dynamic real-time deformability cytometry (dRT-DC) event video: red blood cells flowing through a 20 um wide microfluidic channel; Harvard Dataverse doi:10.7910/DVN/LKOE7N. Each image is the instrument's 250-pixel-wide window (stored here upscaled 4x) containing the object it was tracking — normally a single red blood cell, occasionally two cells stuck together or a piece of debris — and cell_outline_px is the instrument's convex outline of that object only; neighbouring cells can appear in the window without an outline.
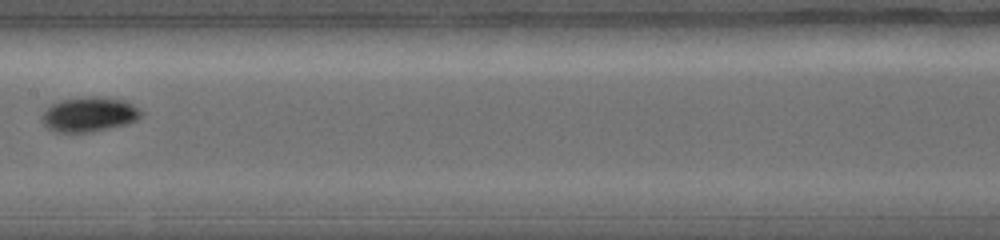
{"species": "common noctule bat (a hibernating species)", "species_latin": "Nyctalus noctula", "temperature_condition": "warm", "stored_images_in_passage": 15, "camera_frame_rate_fps": 5000, "um_per_image_px": 0.085, "animal": {"sex": "female", "body_mass_g": 19.0, "forearm_length_mm": 56.7}, "frame": {"image": 1, "passage_image": 7, "time_ms": 2.6, "image_size_px": [1000, 240], "cell_outline_px": [[144, 112], [136, 120], [124, 124], [88, 132], [56, 132], [48, 128], [44, 124], [44, 112], [52, 104], [60, 100], [88, 96], [104, 96], [124, 100], [132, 104]], "centroid_in_image_um": [7.61, 9.7], "position_along_channel_um": 199.8, "area_um2": 19.77}}
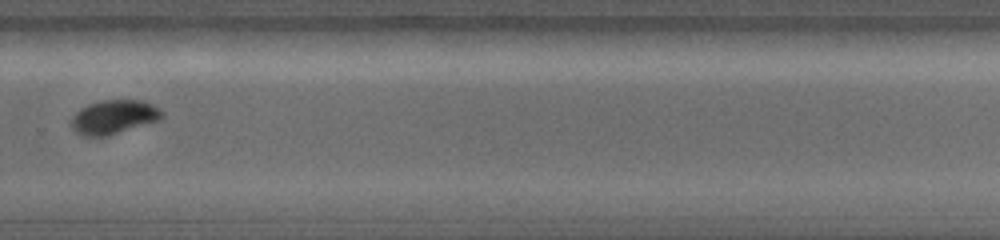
{"frame": {"image": 2, "passage_image": 11, "time_ms": 4.6, "image_size_px": [1000, 240], "cell_outline_px": [[164, 116], [160, 120], [108, 136], [84, 136], [76, 132], [72, 128], [72, 116], [80, 108], [88, 104], [100, 100], [144, 100], [152, 104], [164, 112]], "centroid_in_image_um": [9.7, 9.94], "position_along_channel_um": 320.1, "area_um2": 18.09}}